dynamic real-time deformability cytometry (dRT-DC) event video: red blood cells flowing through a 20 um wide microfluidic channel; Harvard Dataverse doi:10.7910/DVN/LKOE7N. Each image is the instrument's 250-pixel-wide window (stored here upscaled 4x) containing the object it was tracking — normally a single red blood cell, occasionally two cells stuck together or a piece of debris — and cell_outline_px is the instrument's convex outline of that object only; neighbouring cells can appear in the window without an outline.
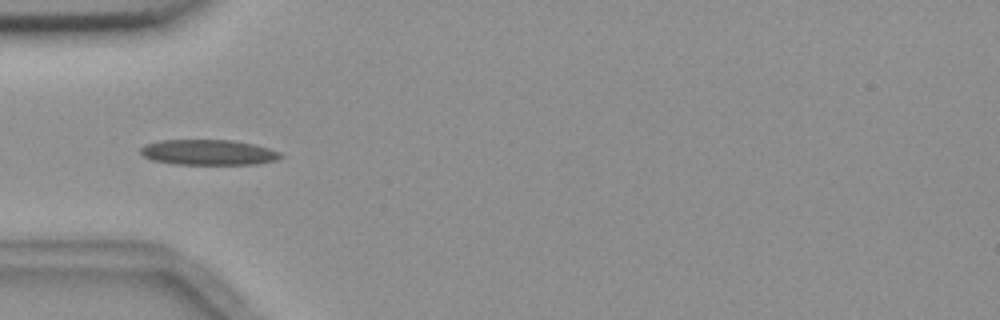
{"species": "common noctule bat (a hibernating species)", "species_latin": "Nyctalus noctula", "temperature_condition": "room temperature", "stored_images_in_passage": 8, "camera_frame_rate_fps": 3000, "um_per_image_px": 0.085, "animal": {"sex": "female", "body_mass_g": 18.4}, "frame": {"image": 1, "passage_image": 3, "time_ms": 3.333, "image_size_px": [1000, 320], "cell_outline_px": [[284, 156], [276, 160], [256, 164], [176, 164], [152, 160], [144, 156], [140, 152], [140, 148], [144, 144], [160, 140], [232, 140], [256, 144], [280, 152]], "centroid_in_image_um": [17.72, 12.94], "position_along_channel_um": 67.3, "area_um2": 20.81}}
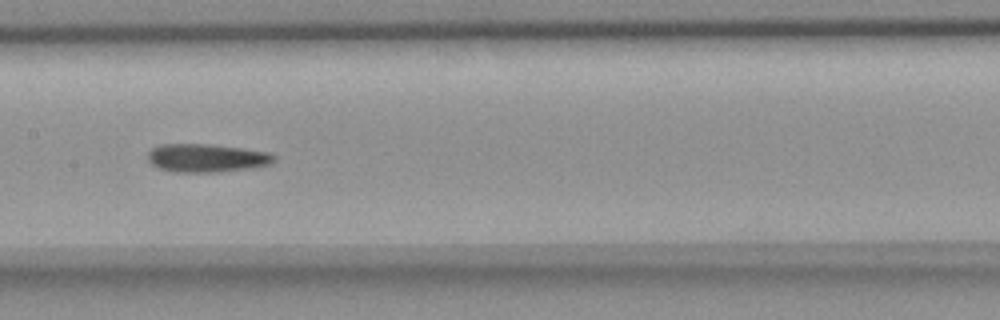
{"frame": {"image": 2, "passage_image": 6, "time_ms": 6.667, "image_size_px": [1000, 320], "cell_outline_px": [[276, 160], [272, 164], [252, 168], [216, 172], [172, 172], [160, 168], [152, 164], [148, 160], [148, 152], [152, 148], [160, 144], [212, 144], [272, 152], [276, 156]], "centroid_in_image_um": [17.61, 13.42], "position_along_channel_um": 189.8, "area_um2": 21.1}}
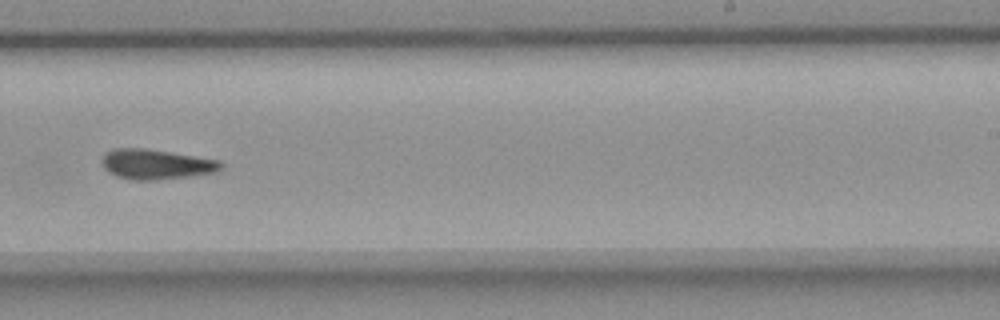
{"frame": {"image": 3, "passage_image": 8, "time_ms": 9.0, "image_size_px": [1000, 320], "cell_outline_px": [[224, 164], [216, 172], [188, 176], [152, 180], [132, 180], [116, 176], [108, 172], [100, 164], [100, 160], [104, 152], [112, 148], [144, 148], [220, 160]], "centroid_in_image_um": [13.19, 13.95], "position_along_channel_um": 275.8, "area_um2": 20.92}}